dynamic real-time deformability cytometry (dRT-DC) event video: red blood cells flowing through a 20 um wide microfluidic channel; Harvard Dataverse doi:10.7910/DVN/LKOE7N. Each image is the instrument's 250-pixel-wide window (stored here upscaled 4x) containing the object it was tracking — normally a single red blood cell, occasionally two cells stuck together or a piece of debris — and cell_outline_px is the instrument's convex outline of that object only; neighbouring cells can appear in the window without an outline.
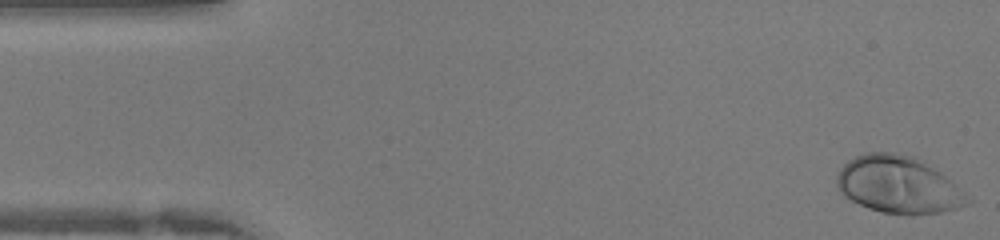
{"species": "human", "species_latin": "Homo sapiens", "temperature_condition": "warm", "stored_images_in_passage": 41, "camera_frame_rate_fps": 3000, "um_per_image_px": 0.085, "donor": {"sex": "female"}, "frame": {"image": 1, "passage_image": 1, "time_ms": 0.0, "image_size_px": [1000, 240], "cell_outline_px": [[972, 200], [968, 204], [956, 208], [940, 212], [912, 216], [908, 216], [884, 212], [868, 208], [844, 196], [840, 192], [836, 184], [836, 176], [840, 168], [848, 160], [864, 152], [892, 152], [912, 156], [924, 160], [940, 172], [964, 192]], "centroid_in_image_um": [76.35, 15.71], "position_along_channel_um": 8.7, "area_um2": 43.7}}
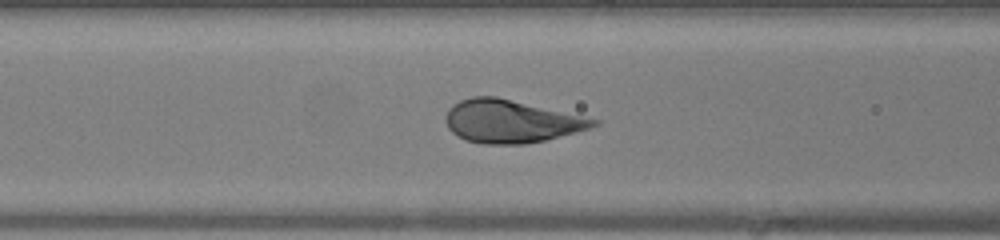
{"frame": {"image": 2, "passage_image": 16, "time_ms": 5.0, "image_size_px": [1000, 240], "cell_outline_px": [[600, 124], [592, 128], [544, 140], [524, 144], [484, 144], [464, 140], [456, 136], [448, 128], [444, 120], [444, 116], [448, 108], [452, 104], [460, 100], [472, 96], [496, 96], [600, 120]], "centroid_in_image_um": [43.39, 10.31], "position_along_channel_um": 123.2, "area_um2": 37.11}}
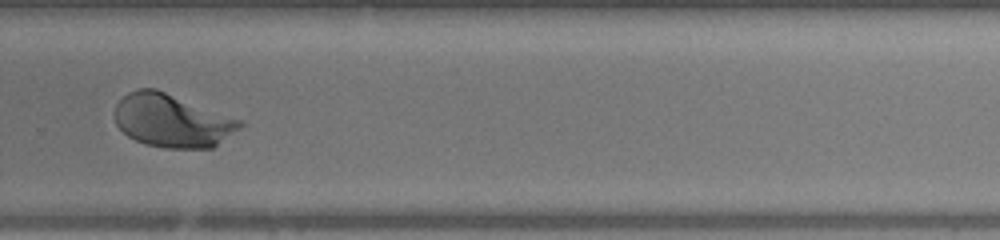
{"frame": {"image": 3, "passage_image": 28, "time_ms": 9.0, "image_size_px": [1000, 240], "cell_outline_px": [[244, 124], [240, 128], [212, 148], [164, 148], [144, 144], [128, 136], [116, 124], [116, 104], [128, 92], [140, 88], [156, 88], [244, 120]], "centroid_in_image_um": [14.66, 10.25], "position_along_channel_um": 315.1, "area_um2": 38.84}}